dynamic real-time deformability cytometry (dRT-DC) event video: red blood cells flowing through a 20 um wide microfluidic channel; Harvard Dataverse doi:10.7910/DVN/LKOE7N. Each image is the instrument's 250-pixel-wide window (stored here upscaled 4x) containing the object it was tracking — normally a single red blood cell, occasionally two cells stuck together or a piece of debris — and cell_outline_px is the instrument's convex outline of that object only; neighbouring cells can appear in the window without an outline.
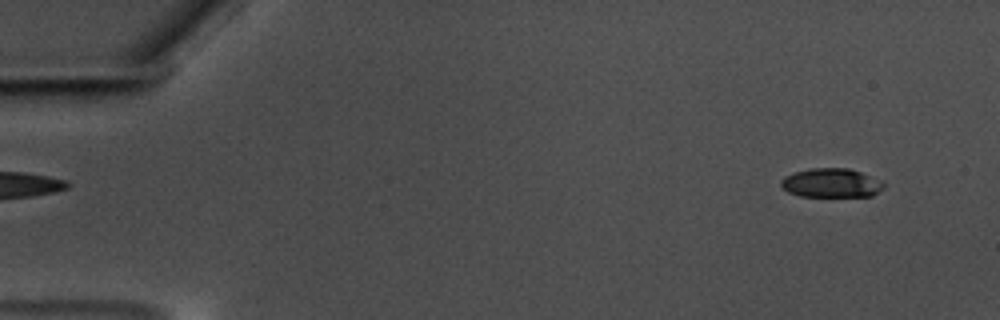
{"species": "common noctule bat (a hibernating species)", "species_latin": "Nyctalus noctula", "temperature_condition": "warm", "stored_images_in_passage": 55, "camera_frame_rate_fps": 3000, "um_per_image_px": 0.085, "animal": {"sex": "male", "body_mass_g": 17.5, "forearm_length_mm": 52.3}, "frame": {"image": 1, "passage_image": 1, "time_ms": 0.0, "image_size_px": [1000, 320], "cell_outline_px": [[884, 188], [872, 196], [800, 196], [788, 192], [780, 184], [780, 180], [784, 176], [808, 168], [848, 168], [884, 180]], "centroid_in_image_um": [70.68, 15.54], "position_along_channel_um": 14.3, "area_um2": 17.51}}
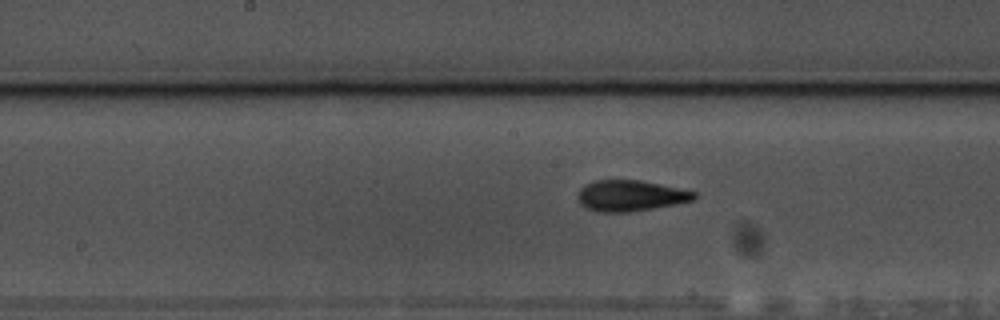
{"frame": {"image": 2, "passage_image": 27, "time_ms": 8.667, "image_size_px": [1000, 320], "cell_outline_px": [[696, 196], [692, 200], [652, 208], [628, 212], [596, 212], [580, 204], [576, 196], [580, 188], [584, 184], [596, 180], [640, 180], [660, 184], [696, 192]], "centroid_in_image_um": [53.51, 16.63], "position_along_channel_um": 194.7, "area_um2": 20.81}}
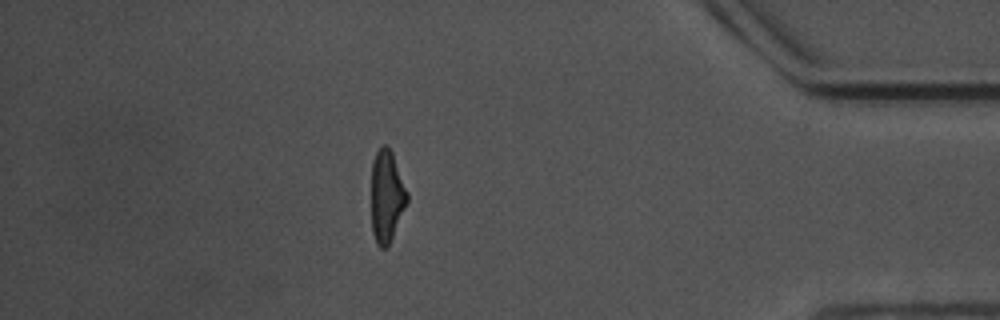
{"frame": {"image": 3, "passage_image": 48, "time_ms": 15.667, "image_size_px": [1000, 320], "cell_outline_px": [[408, 200], [388, 248], [380, 248], [376, 244], [372, 232], [372, 160], [376, 152], [384, 144], [388, 144], [392, 152], [408, 192]], "centroid_in_image_um": [32.87, 16.69], "position_along_channel_um": 402.3, "area_um2": 19.31}, "authors_computed_cell_mechanics": {"area_um2": 19.652, "velocity_mm_per_s": 3.5213, "shape_relaxation_time_tau1_ms": 3.3815, "shape_relaxation_time_tau2_ms": 1.4896, "deformation_change_tau1": 0.1666, "deformation_change_tau2": 0.0966}}